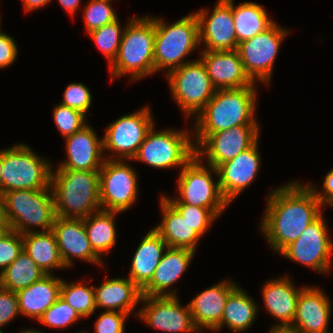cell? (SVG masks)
Instances as JSON below:
<instances>
[{
    "label": "cell",
    "instance_id": "obj_1",
    "mask_svg": "<svg viewBox=\"0 0 333 333\" xmlns=\"http://www.w3.org/2000/svg\"><path fill=\"white\" fill-rule=\"evenodd\" d=\"M321 206L308 185L295 182L277 188L269 196L261 230L273 249L281 252L322 214Z\"/></svg>",
    "mask_w": 333,
    "mask_h": 333
},
{
    "label": "cell",
    "instance_id": "obj_2",
    "mask_svg": "<svg viewBox=\"0 0 333 333\" xmlns=\"http://www.w3.org/2000/svg\"><path fill=\"white\" fill-rule=\"evenodd\" d=\"M254 85L216 90L196 120L195 149L210 134L239 125H258L254 119L256 93Z\"/></svg>",
    "mask_w": 333,
    "mask_h": 333
},
{
    "label": "cell",
    "instance_id": "obj_3",
    "mask_svg": "<svg viewBox=\"0 0 333 333\" xmlns=\"http://www.w3.org/2000/svg\"><path fill=\"white\" fill-rule=\"evenodd\" d=\"M51 188L57 217L84 219L101 210L99 171L56 170Z\"/></svg>",
    "mask_w": 333,
    "mask_h": 333
},
{
    "label": "cell",
    "instance_id": "obj_4",
    "mask_svg": "<svg viewBox=\"0 0 333 333\" xmlns=\"http://www.w3.org/2000/svg\"><path fill=\"white\" fill-rule=\"evenodd\" d=\"M155 18L129 20L116 59L110 65L114 77L132 74V79L154 72Z\"/></svg>",
    "mask_w": 333,
    "mask_h": 333
},
{
    "label": "cell",
    "instance_id": "obj_5",
    "mask_svg": "<svg viewBox=\"0 0 333 333\" xmlns=\"http://www.w3.org/2000/svg\"><path fill=\"white\" fill-rule=\"evenodd\" d=\"M199 21L195 13L172 25L155 19L154 72L170 68L171 72L185 64L182 60L199 44Z\"/></svg>",
    "mask_w": 333,
    "mask_h": 333
},
{
    "label": "cell",
    "instance_id": "obj_6",
    "mask_svg": "<svg viewBox=\"0 0 333 333\" xmlns=\"http://www.w3.org/2000/svg\"><path fill=\"white\" fill-rule=\"evenodd\" d=\"M50 189L12 190L3 193L9 228L20 234L30 232L28 225L51 231L55 220L53 192Z\"/></svg>",
    "mask_w": 333,
    "mask_h": 333
},
{
    "label": "cell",
    "instance_id": "obj_7",
    "mask_svg": "<svg viewBox=\"0 0 333 333\" xmlns=\"http://www.w3.org/2000/svg\"><path fill=\"white\" fill-rule=\"evenodd\" d=\"M2 193L12 190L52 189V169L26 145L2 151Z\"/></svg>",
    "mask_w": 333,
    "mask_h": 333
},
{
    "label": "cell",
    "instance_id": "obj_8",
    "mask_svg": "<svg viewBox=\"0 0 333 333\" xmlns=\"http://www.w3.org/2000/svg\"><path fill=\"white\" fill-rule=\"evenodd\" d=\"M200 158L195 155L182 169L179 175V194L177 200L163 196L170 204H189L211 209L217 216L229 204L221 193L219 182L214 184L212 171L203 167Z\"/></svg>",
    "mask_w": 333,
    "mask_h": 333
},
{
    "label": "cell",
    "instance_id": "obj_9",
    "mask_svg": "<svg viewBox=\"0 0 333 333\" xmlns=\"http://www.w3.org/2000/svg\"><path fill=\"white\" fill-rule=\"evenodd\" d=\"M188 137L186 131L155 132L152 127L133 159L156 168H183L196 155L194 143Z\"/></svg>",
    "mask_w": 333,
    "mask_h": 333
},
{
    "label": "cell",
    "instance_id": "obj_10",
    "mask_svg": "<svg viewBox=\"0 0 333 333\" xmlns=\"http://www.w3.org/2000/svg\"><path fill=\"white\" fill-rule=\"evenodd\" d=\"M173 97L187 116L199 114L216 89L201 60L186 62L167 73Z\"/></svg>",
    "mask_w": 333,
    "mask_h": 333
},
{
    "label": "cell",
    "instance_id": "obj_11",
    "mask_svg": "<svg viewBox=\"0 0 333 333\" xmlns=\"http://www.w3.org/2000/svg\"><path fill=\"white\" fill-rule=\"evenodd\" d=\"M135 171L119 160L106 159L99 171L100 208L104 211L123 212L136 200ZM107 206V207H106Z\"/></svg>",
    "mask_w": 333,
    "mask_h": 333
},
{
    "label": "cell",
    "instance_id": "obj_12",
    "mask_svg": "<svg viewBox=\"0 0 333 333\" xmlns=\"http://www.w3.org/2000/svg\"><path fill=\"white\" fill-rule=\"evenodd\" d=\"M287 33L288 31L273 23L267 30L239 43L237 50L244 69L253 82L256 79L265 83L270 81L278 48Z\"/></svg>",
    "mask_w": 333,
    "mask_h": 333
},
{
    "label": "cell",
    "instance_id": "obj_13",
    "mask_svg": "<svg viewBox=\"0 0 333 333\" xmlns=\"http://www.w3.org/2000/svg\"><path fill=\"white\" fill-rule=\"evenodd\" d=\"M322 214L306 227L298 239L286 246L280 253L293 261L328 273L333 244L327 235Z\"/></svg>",
    "mask_w": 333,
    "mask_h": 333
},
{
    "label": "cell",
    "instance_id": "obj_14",
    "mask_svg": "<svg viewBox=\"0 0 333 333\" xmlns=\"http://www.w3.org/2000/svg\"><path fill=\"white\" fill-rule=\"evenodd\" d=\"M153 127L150 109L122 116L106 128L103 149L116 151L120 157L133 159L139 146Z\"/></svg>",
    "mask_w": 333,
    "mask_h": 333
},
{
    "label": "cell",
    "instance_id": "obj_15",
    "mask_svg": "<svg viewBox=\"0 0 333 333\" xmlns=\"http://www.w3.org/2000/svg\"><path fill=\"white\" fill-rule=\"evenodd\" d=\"M258 125H239L210 134L197 148L196 155H207L208 166L217 168L252 147L258 139ZM206 147V152L203 150Z\"/></svg>",
    "mask_w": 333,
    "mask_h": 333
},
{
    "label": "cell",
    "instance_id": "obj_16",
    "mask_svg": "<svg viewBox=\"0 0 333 333\" xmlns=\"http://www.w3.org/2000/svg\"><path fill=\"white\" fill-rule=\"evenodd\" d=\"M233 0H219L207 19V10L197 12L199 41L204 40V51H233L238 48L232 14Z\"/></svg>",
    "mask_w": 333,
    "mask_h": 333
},
{
    "label": "cell",
    "instance_id": "obj_17",
    "mask_svg": "<svg viewBox=\"0 0 333 333\" xmlns=\"http://www.w3.org/2000/svg\"><path fill=\"white\" fill-rule=\"evenodd\" d=\"M146 307L138 315L148 325L168 333L196 331L189 306L182 307L176 296H142Z\"/></svg>",
    "mask_w": 333,
    "mask_h": 333
},
{
    "label": "cell",
    "instance_id": "obj_18",
    "mask_svg": "<svg viewBox=\"0 0 333 333\" xmlns=\"http://www.w3.org/2000/svg\"><path fill=\"white\" fill-rule=\"evenodd\" d=\"M260 154L257 142L234 159L210 169L219 177V186L222 195L230 203L242 190H244L256 177L260 166Z\"/></svg>",
    "mask_w": 333,
    "mask_h": 333
},
{
    "label": "cell",
    "instance_id": "obj_19",
    "mask_svg": "<svg viewBox=\"0 0 333 333\" xmlns=\"http://www.w3.org/2000/svg\"><path fill=\"white\" fill-rule=\"evenodd\" d=\"M200 59L216 90L235 89L253 85L247 75L238 50L202 51Z\"/></svg>",
    "mask_w": 333,
    "mask_h": 333
},
{
    "label": "cell",
    "instance_id": "obj_20",
    "mask_svg": "<svg viewBox=\"0 0 333 333\" xmlns=\"http://www.w3.org/2000/svg\"><path fill=\"white\" fill-rule=\"evenodd\" d=\"M51 231L55 235L65 267L72 265L70 256L102 264L100 256L91 248L83 219L56 216Z\"/></svg>",
    "mask_w": 333,
    "mask_h": 333
},
{
    "label": "cell",
    "instance_id": "obj_21",
    "mask_svg": "<svg viewBox=\"0 0 333 333\" xmlns=\"http://www.w3.org/2000/svg\"><path fill=\"white\" fill-rule=\"evenodd\" d=\"M90 127L86 124L66 137L68 160L59 165L57 170L100 171L106 159L101 158L103 140L99 141Z\"/></svg>",
    "mask_w": 333,
    "mask_h": 333
},
{
    "label": "cell",
    "instance_id": "obj_22",
    "mask_svg": "<svg viewBox=\"0 0 333 333\" xmlns=\"http://www.w3.org/2000/svg\"><path fill=\"white\" fill-rule=\"evenodd\" d=\"M330 310L331 304L323 292L317 288L304 287L297 299L291 328L299 333H329L327 326Z\"/></svg>",
    "mask_w": 333,
    "mask_h": 333
},
{
    "label": "cell",
    "instance_id": "obj_23",
    "mask_svg": "<svg viewBox=\"0 0 333 333\" xmlns=\"http://www.w3.org/2000/svg\"><path fill=\"white\" fill-rule=\"evenodd\" d=\"M236 287L233 282L224 281L201 292L188 304L197 330L199 327L215 330L220 325L227 298Z\"/></svg>",
    "mask_w": 333,
    "mask_h": 333
},
{
    "label": "cell",
    "instance_id": "obj_24",
    "mask_svg": "<svg viewBox=\"0 0 333 333\" xmlns=\"http://www.w3.org/2000/svg\"><path fill=\"white\" fill-rule=\"evenodd\" d=\"M194 251L167 247L151 281L141 290L142 296H176V291L165 292L189 266Z\"/></svg>",
    "mask_w": 333,
    "mask_h": 333
},
{
    "label": "cell",
    "instance_id": "obj_25",
    "mask_svg": "<svg viewBox=\"0 0 333 333\" xmlns=\"http://www.w3.org/2000/svg\"><path fill=\"white\" fill-rule=\"evenodd\" d=\"M62 279L46 274L37 282L16 293L19 310L23 315L38 319L60 297Z\"/></svg>",
    "mask_w": 333,
    "mask_h": 333
},
{
    "label": "cell",
    "instance_id": "obj_26",
    "mask_svg": "<svg viewBox=\"0 0 333 333\" xmlns=\"http://www.w3.org/2000/svg\"><path fill=\"white\" fill-rule=\"evenodd\" d=\"M94 296L96 308L129 314L136 303L141 301L142 294L141 289L129 278H116L94 287Z\"/></svg>",
    "mask_w": 333,
    "mask_h": 333
},
{
    "label": "cell",
    "instance_id": "obj_27",
    "mask_svg": "<svg viewBox=\"0 0 333 333\" xmlns=\"http://www.w3.org/2000/svg\"><path fill=\"white\" fill-rule=\"evenodd\" d=\"M287 276L266 283L262 296L266 308L283 323L276 327H291L296 313L297 299L302 289H296Z\"/></svg>",
    "mask_w": 333,
    "mask_h": 333
},
{
    "label": "cell",
    "instance_id": "obj_28",
    "mask_svg": "<svg viewBox=\"0 0 333 333\" xmlns=\"http://www.w3.org/2000/svg\"><path fill=\"white\" fill-rule=\"evenodd\" d=\"M167 244L152 229L141 241L132 260L129 279L141 290L151 281Z\"/></svg>",
    "mask_w": 333,
    "mask_h": 333
},
{
    "label": "cell",
    "instance_id": "obj_29",
    "mask_svg": "<svg viewBox=\"0 0 333 333\" xmlns=\"http://www.w3.org/2000/svg\"><path fill=\"white\" fill-rule=\"evenodd\" d=\"M163 220L154 230L162 237L168 247L186 248L195 251L200 235L182 215L164 198L161 199Z\"/></svg>",
    "mask_w": 333,
    "mask_h": 333
},
{
    "label": "cell",
    "instance_id": "obj_30",
    "mask_svg": "<svg viewBox=\"0 0 333 333\" xmlns=\"http://www.w3.org/2000/svg\"><path fill=\"white\" fill-rule=\"evenodd\" d=\"M23 251L41 268L50 274L51 268L65 267L59 254L55 235L52 231H39L22 234Z\"/></svg>",
    "mask_w": 333,
    "mask_h": 333
},
{
    "label": "cell",
    "instance_id": "obj_31",
    "mask_svg": "<svg viewBox=\"0 0 333 333\" xmlns=\"http://www.w3.org/2000/svg\"><path fill=\"white\" fill-rule=\"evenodd\" d=\"M232 14L238 44L267 30L273 23L262 6L245 2L235 8L232 2Z\"/></svg>",
    "mask_w": 333,
    "mask_h": 333
},
{
    "label": "cell",
    "instance_id": "obj_32",
    "mask_svg": "<svg viewBox=\"0 0 333 333\" xmlns=\"http://www.w3.org/2000/svg\"><path fill=\"white\" fill-rule=\"evenodd\" d=\"M257 314L256 304L239 287H236L228 296L219 330L226 324L231 330L240 332L251 326Z\"/></svg>",
    "mask_w": 333,
    "mask_h": 333
},
{
    "label": "cell",
    "instance_id": "obj_33",
    "mask_svg": "<svg viewBox=\"0 0 333 333\" xmlns=\"http://www.w3.org/2000/svg\"><path fill=\"white\" fill-rule=\"evenodd\" d=\"M45 275L41 268L22 250L17 259L0 274V287L17 293Z\"/></svg>",
    "mask_w": 333,
    "mask_h": 333
},
{
    "label": "cell",
    "instance_id": "obj_34",
    "mask_svg": "<svg viewBox=\"0 0 333 333\" xmlns=\"http://www.w3.org/2000/svg\"><path fill=\"white\" fill-rule=\"evenodd\" d=\"M117 213L99 210L83 219L91 248L98 256L103 251L108 253V250L116 243L114 214Z\"/></svg>",
    "mask_w": 333,
    "mask_h": 333
},
{
    "label": "cell",
    "instance_id": "obj_35",
    "mask_svg": "<svg viewBox=\"0 0 333 333\" xmlns=\"http://www.w3.org/2000/svg\"><path fill=\"white\" fill-rule=\"evenodd\" d=\"M60 297L82 317H88L95 309L94 287H86L81 283L68 284L62 280Z\"/></svg>",
    "mask_w": 333,
    "mask_h": 333
},
{
    "label": "cell",
    "instance_id": "obj_36",
    "mask_svg": "<svg viewBox=\"0 0 333 333\" xmlns=\"http://www.w3.org/2000/svg\"><path fill=\"white\" fill-rule=\"evenodd\" d=\"M120 30V24L117 19L110 24H106L103 27L89 32L91 38L95 41L100 50L108 57L110 65L116 59L119 51L123 36Z\"/></svg>",
    "mask_w": 333,
    "mask_h": 333
},
{
    "label": "cell",
    "instance_id": "obj_37",
    "mask_svg": "<svg viewBox=\"0 0 333 333\" xmlns=\"http://www.w3.org/2000/svg\"><path fill=\"white\" fill-rule=\"evenodd\" d=\"M109 1L111 0H91V2L88 3L84 10L88 32L117 20L116 13L111 8Z\"/></svg>",
    "mask_w": 333,
    "mask_h": 333
},
{
    "label": "cell",
    "instance_id": "obj_38",
    "mask_svg": "<svg viewBox=\"0 0 333 333\" xmlns=\"http://www.w3.org/2000/svg\"><path fill=\"white\" fill-rule=\"evenodd\" d=\"M81 316L61 297L39 318V322L50 327L62 328L74 323Z\"/></svg>",
    "mask_w": 333,
    "mask_h": 333
},
{
    "label": "cell",
    "instance_id": "obj_39",
    "mask_svg": "<svg viewBox=\"0 0 333 333\" xmlns=\"http://www.w3.org/2000/svg\"><path fill=\"white\" fill-rule=\"evenodd\" d=\"M200 236L204 235L211 222L218 217L211 209L189 204H171Z\"/></svg>",
    "mask_w": 333,
    "mask_h": 333
},
{
    "label": "cell",
    "instance_id": "obj_40",
    "mask_svg": "<svg viewBox=\"0 0 333 333\" xmlns=\"http://www.w3.org/2000/svg\"><path fill=\"white\" fill-rule=\"evenodd\" d=\"M53 111L57 128L65 138L73 135L86 125L84 122L85 115L73 108L60 104Z\"/></svg>",
    "mask_w": 333,
    "mask_h": 333
},
{
    "label": "cell",
    "instance_id": "obj_41",
    "mask_svg": "<svg viewBox=\"0 0 333 333\" xmlns=\"http://www.w3.org/2000/svg\"><path fill=\"white\" fill-rule=\"evenodd\" d=\"M22 250V234L8 229L0 237V274L17 259Z\"/></svg>",
    "mask_w": 333,
    "mask_h": 333
},
{
    "label": "cell",
    "instance_id": "obj_42",
    "mask_svg": "<svg viewBox=\"0 0 333 333\" xmlns=\"http://www.w3.org/2000/svg\"><path fill=\"white\" fill-rule=\"evenodd\" d=\"M61 105L73 108L82 114H86L91 104V94L81 83H71L64 92Z\"/></svg>",
    "mask_w": 333,
    "mask_h": 333
},
{
    "label": "cell",
    "instance_id": "obj_43",
    "mask_svg": "<svg viewBox=\"0 0 333 333\" xmlns=\"http://www.w3.org/2000/svg\"><path fill=\"white\" fill-rule=\"evenodd\" d=\"M127 315L129 314L106 310L96 321V333H124V321Z\"/></svg>",
    "mask_w": 333,
    "mask_h": 333
},
{
    "label": "cell",
    "instance_id": "obj_44",
    "mask_svg": "<svg viewBox=\"0 0 333 333\" xmlns=\"http://www.w3.org/2000/svg\"><path fill=\"white\" fill-rule=\"evenodd\" d=\"M18 313H20V310L16 292L0 287V328L13 319ZM0 331L2 330L0 329Z\"/></svg>",
    "mask_w": 333,
    "mask_h": 333
},
{
    "label": "cell",
    "instance_id": "obj_45",
    "mask_svg": "<svg viewBox=\"0 0 333 333\" xmlns=\"http://www.w3.org/2000/svg\"><path fill=\"white\" fill-rule=\"evenodd\" d=\"M17 56V46L13 38L7 34L0 33V68H5L15 61Z\"/></svg>",
    "mask_w": 333,
    "mask_h": 333
},
{
    "label": "cell",
    "instance_id": "obj_46",
    "mask_svg": "<svg viewBox=\"0 0 333 333\" xmlns=\"http://www.w3.org/2000/svg\"><path fill=\"white\" fill-rule=\"evenodd\" d=\"M316 196V198L320 201V203L323 204H330L333 206V170L329 171L328 174L325 176L324 180V190L325 193H316L315 188L312 187L311 185L308 186Z\"/></svg>",
    "mask_w": 333,
    "mask_h": 333
},
{
    "label": "cell",
    "instance_id": "obj_47",
    "mask_svg": "<svg viewBox=\"0 0 333 333\" xmlns=\"http://www.w3.org/2000/svg\"><path fill=\"white\" fill-rule=\"evenodd\" d=\"M63 8L66 9L70 14L75 13L79 6L80 0H58Z\"/></svg>",
    "mask_w": 333,
    "mask_h": 333
},
{
    "label": "cell",
    "instance_id": "obj_48",
    "mask_svg": "<svg viewBox=\"0 0 333 333\" xmlns=\"http://www.w3.org/2000/svg\"><path fill=\"white\" fill-rule=\"evenodd\" d=\"M50 0H23L26 11L42 7L47 4Z\"/></svg>",
    "mask_w": 333,
    "mask_h": 333
},
{
    "label": "cell",
    "instance_id": "obj_49",
    "mask_svg": "<svg viewBox=\"0 0 333 333\" xmlns=\"http://www.w3.org/2000/svg\"><path fill=\"white\" fill-rule=\"evenodd\" d=\"M0 225H7L9 227V222L6 215L5 199L3 193L0 192Z\"/></svg>",
    "mask_w": 333,
    "mask_h": 333
},
{
    "label": "cell",
    "instance_id": "obj_50",
    "mask_svg": "<svg viewBox=\"0 0 333 333\" xmlns=\"http://www.w3.org/2000/svg\"><path fill=\"white\" fill-rule=\"evenodd\" d=\"M270 333H299L298 331H296L295 329L291 328V327H272V329L270 330Z\"/></svg>",
    "mask_w": 333,
    "mask_h": 333
},
{
    "label": "cell",
    "instance_id": "obj_51",
    "mask_svg": "<svg viewBox=\"0 0 333 333\" xmlns=\"http://www.w3.org/2000/svg\"><path fill=\"white\" fill-rule=\"evenodd\" d=\"M2 150L0 151V192L2 193Z\"/></svg>",
    "mask_w": 333,
    "mask_h": 333
},
{
    "label": "cell",
    "instance_id": "obj_52",
    "mask_svg": "<svg viewBox=\"0 0 333 333\" xmlns=\"http://www.w3.org/2000/svg\"><path fill=\"white\" fill-rule=\"evenodd\" d=\"M10 229L7 225H0V237L4 235V233Z\"/></svg>",
    "mask_w": 333,
    "mask_h": 333
},
{
    "label": "cell",
    "instance_id": "obj_53",
    "mask_svg": "<svg viewBox=\"0 0 333 333\" xmlns=\"http://www.w3.org/2000/svg\"><path fill=\"white\" fill-rule=\"evenodd\" d=\"M21 333H41V332L37 331V330H27V331H23Z\"/></svg>",
    "mask_w": 333,
    "mask_h": 333
}]
</instances>
